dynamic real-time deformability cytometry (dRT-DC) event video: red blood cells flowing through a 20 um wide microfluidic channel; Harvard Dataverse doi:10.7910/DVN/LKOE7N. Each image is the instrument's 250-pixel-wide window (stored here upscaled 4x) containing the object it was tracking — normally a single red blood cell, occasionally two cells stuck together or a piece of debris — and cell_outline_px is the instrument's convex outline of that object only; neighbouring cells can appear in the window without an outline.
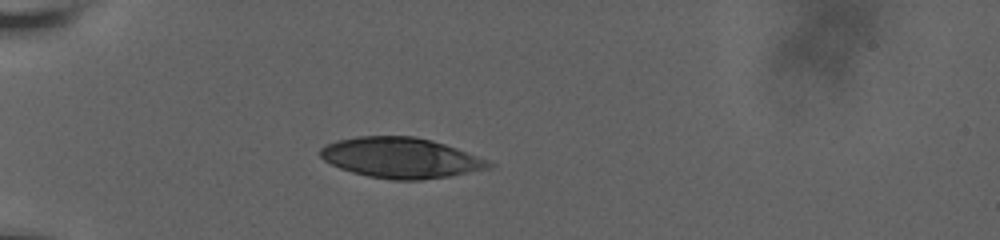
{"species": "human", "species_latin": "Homo sapiens", "temperature_condition": "room temperature", "stored_images_in_passage": 51, "camera_frame_rate_fps": 3000, "um_per_image_px": 0.085, "donor": {"sex": "male"}, "frame": {"image": 1, "passage_image": 1, "time_ms": 0.0, "image_size_px": [1000, 240], "cell_outline_px": [[496, 164], [492, 168], [452, 176], [420, 180], [392, 180], [368, 176], [352, 172], [340, 168], [324, 160], [320, 156], [320, 148], [324, 144], [336, 140], [360, 136], [412, 136], [432, 140], [456, 148], [488, 160]], "centroid_in_image_um": [34.08, 13.42], "position_along_channel_um": 50.9, "area_um2": 39.88}}
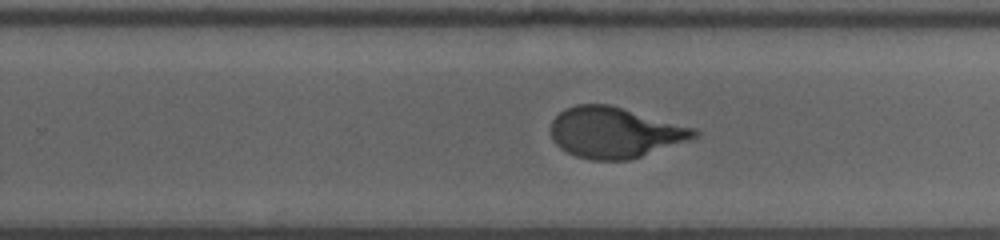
{"frame": {"image": 2, "passage_image": 21, "time_ms": 7.0, "image_size_px": [1000, 240], "cell_outline_px": [[700, 132], [692, 140], [628, 160], [592, 160], [576, 156], [560, 148], [552, 140], [552, 120], [564, 108], [576, 104], [608, 104], [696, 128]], "centroid_in_image_um": [52.27, 11.26], "position_along_channel_um": 277.5, "area_um2": 42.37}}
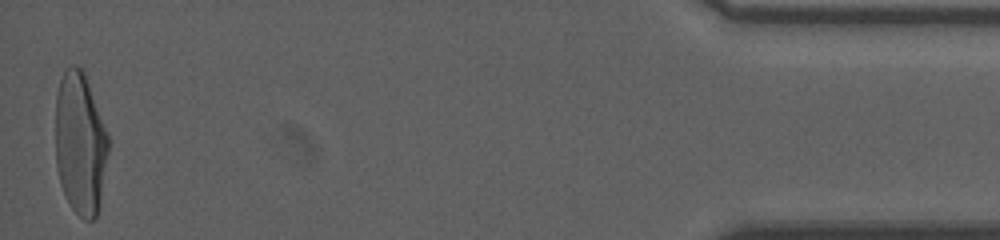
{"frame": {"image": 3, "passage_image": 51, "time_ms": 13.333, "image_size_px": [1000, 240], "cell_outline_px": [[108, 152], [100, 204], [96, 216], [92, 220], [84, 220], [72, 208], [60, 184], [56, 164], [56, 92], [60, 80], [64, 72], [72, 64], [76, 64], [84, 72], [108, 136]], "centroid_in_image_um": [6.81, 12.21], "position_along_channel_um": 428.4, "area_um2": 43.52}, "authors_computed_cell_mechanics": {"area_um2": 42.8876, "velocity_mm_per_s": 3.6259, "shape_relaxation_time_tau1_ms": 4.682, "shape_relaxation_time_tau2_ms": null, "deformation_change_tau1": 0.231, "deformation_change_tau2": null}}